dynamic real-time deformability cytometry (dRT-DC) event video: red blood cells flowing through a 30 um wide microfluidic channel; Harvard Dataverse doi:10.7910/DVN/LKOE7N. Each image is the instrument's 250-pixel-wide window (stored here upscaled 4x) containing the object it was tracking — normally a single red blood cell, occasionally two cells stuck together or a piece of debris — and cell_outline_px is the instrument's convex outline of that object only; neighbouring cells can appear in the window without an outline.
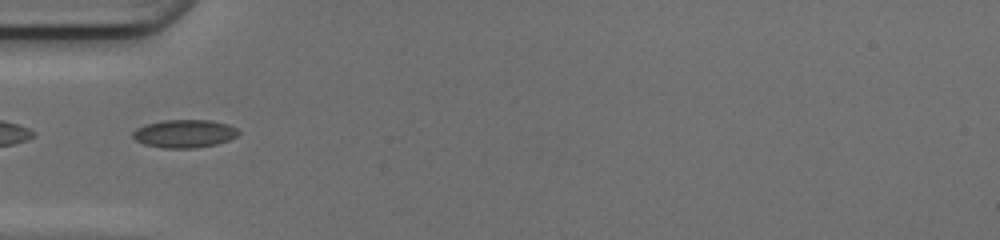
{"species": "common noctule bat (a hibernating species)", "species_latin": "Nyctalus noctula", "temperature_condition": "cold", "stored_images_in_passage": 13, "camera_frame_rate_fps": 3000, "um_per_image_px": 0.085, "animal": {"sex": "female", "body_mass_g": 17.0, "forearm_length_mm": 48.0}, "frame": {"image": 1, "passage_image": 1, "time_ms": 0.0, "image_size_px": [1000, 240], "cell_outline_px": [[240, 132], [236, 136], [228, 140], [216, 144], [192, 148], [164, 148], [144, 144], [136, 140], [132, 136], [132, 132], [136, 128], [144, 124], [164, 120], [208, 120], [228, 124], [236, 128]], "centroid_in_image_um": [15.65, 11.35], "position_along_channel_um": 69.4, "area_um2": 17.22}}
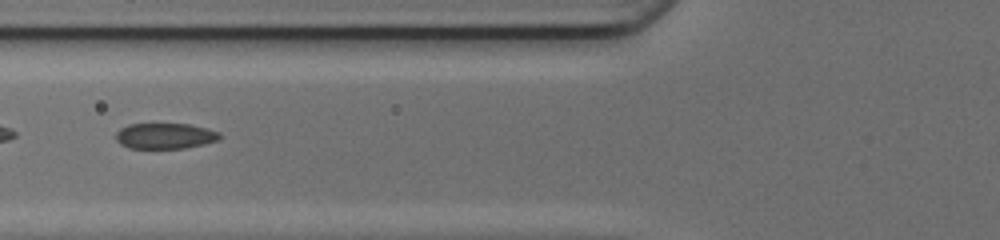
{"frame": {"image": 2, "passage_image": 4, "time_ms": 1.0, "image_size_px": [1000, 240], "cell_outline_px": [[220, 140], [204, 144], [184, 148], [128, 148], [120, 144], [116, 140], [116, 132], [120, 128], [128, 124], [188, 124], [220, 132]], "centroid_in_image_um": [14.01, 11.56], "position_along_channel_um": 111.8, "area_um2": 15.55}}